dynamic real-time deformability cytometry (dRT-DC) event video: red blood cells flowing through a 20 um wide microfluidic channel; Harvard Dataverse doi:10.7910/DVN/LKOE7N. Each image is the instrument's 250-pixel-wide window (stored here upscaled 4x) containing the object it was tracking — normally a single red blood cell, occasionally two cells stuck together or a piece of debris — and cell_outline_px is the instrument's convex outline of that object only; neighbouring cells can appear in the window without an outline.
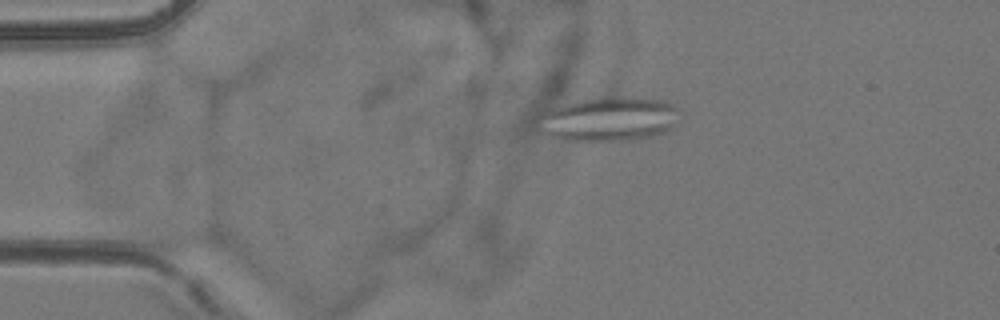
{"species": "common noctule bat (a hibernating species)", "species_latin": "Nyctalus noctula", "temperature_condition": "room temperature", "stored_images_in_passage": 45, "segment_of_instrument_passage": [1, 2], "camera_frame_rate_fps": 3000, "um_per_image_px": 0.085, "animal": {"sex": "female", "body_mass_g": 24.6, "forearm_length_mm": 56.2}, "frame": {"image": 1, "passage_image": 3, "time_ms": 0.667, "image_size_px": [1000, 320], "cell_outline_px": [[676, 108], [668, 132], [652, 136], [632, 140], [564, 140], [548, 136], [544, 132], [536, 120], [536, 116], [544, 112], [556, 108], [584, 100], [600, 96], [620, 96], [660, 100], [672, 104]], "centroid_in_image_um": [51.7, 10.13], "position_along_channel_um": 33.3, "area_um2": 35.66}}